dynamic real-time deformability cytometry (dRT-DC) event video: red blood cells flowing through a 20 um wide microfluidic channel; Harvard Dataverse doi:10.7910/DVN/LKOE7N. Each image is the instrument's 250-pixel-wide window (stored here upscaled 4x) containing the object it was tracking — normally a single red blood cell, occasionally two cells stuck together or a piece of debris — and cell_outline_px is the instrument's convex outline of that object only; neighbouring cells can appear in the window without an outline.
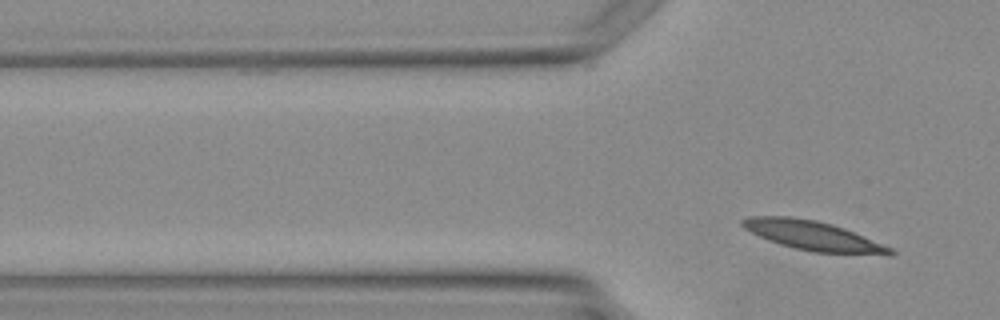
{"species": "Egyptian fruit bat (a non-hibernating species)", "species_latin": "Rousettus aegyptiacus", "temperature_condition": "warm", "stored_images_in_passage": 2, "camera_frame_rate_fps": 3000, "um_per_image_px": 0.085, "animal": {"sex": "female"}, "frame": {"image": 1, "passage_image": 2, "time_ms": 1.333, "image_size_px": [1000, 320], "cell_outline_px": [[896, 252], [892, 256], [888, 256], [812, 252], [780, 244], [768, 240], [744, 228], [740, 224], [740, 220], [748, 216], [788, 216], [816, 220], [832, 224], [844, 228], [892, 248]], "centroid_in_image_um": [69.15, 20.05], "position_along_channel_um": 56.6, "area_um2": 25.49}}